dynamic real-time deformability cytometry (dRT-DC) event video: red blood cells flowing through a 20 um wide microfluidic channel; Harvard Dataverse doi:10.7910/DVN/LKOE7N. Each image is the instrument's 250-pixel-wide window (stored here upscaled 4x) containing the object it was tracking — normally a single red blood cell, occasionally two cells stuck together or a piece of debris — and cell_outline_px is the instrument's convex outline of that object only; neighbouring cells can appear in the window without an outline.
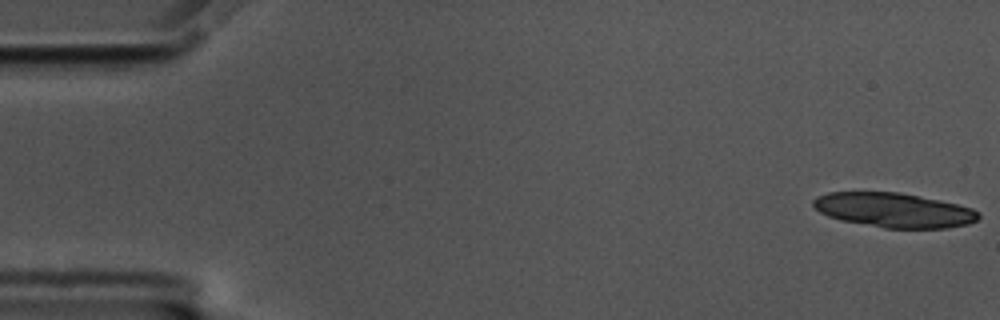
{"species": "common noctule bat (a hibernating species)", "species_latin": "Nyctalus noctula", "temperature_condition": "cold", "stored_images_in_passage": 17, "camera_frame_rate_fps": 3000, "um_per_image_px": 0.085, "animal": {"sex": "male", "body_mass_g": 17.5, "forearm_length_mm": 52.3}, "frame": {"image": 1, "passage_image": 1, "time_ms": 0.0, "image_size_px": [1000, 320], "cell_outline_px": [[980, 216], [976, 220], [968, 224], [948, 228], [884, 228], [840, 220], [828, 216], [820, 212], [812, 204], [812, 200], [816, 196], [828, 192], [900, 192], [940, 200], [972, 208], [980, 212]], "centroid_in_image_um": [75.97, 17.86], "position_along_channel_um": 9.0, "area_um2": 33.35}}